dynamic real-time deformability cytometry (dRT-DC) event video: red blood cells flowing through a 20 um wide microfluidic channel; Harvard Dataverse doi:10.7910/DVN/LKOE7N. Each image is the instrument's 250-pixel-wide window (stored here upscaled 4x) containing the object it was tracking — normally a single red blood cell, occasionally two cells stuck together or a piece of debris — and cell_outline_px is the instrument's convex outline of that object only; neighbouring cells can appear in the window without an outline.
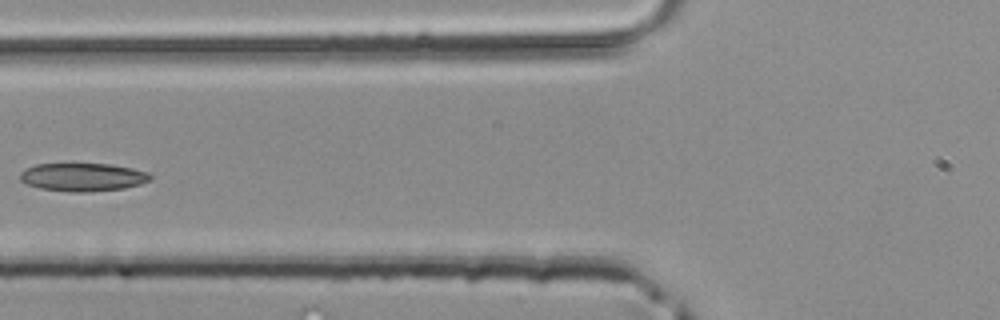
{"species": "common noctule bat (a hibernating species)", "species_latin": "Nyctalus noctula", "temperature_condition": "room temperature", "stored_images_in_passage": 5, "camera_frame_rate_fps": 3000, "um_per_image_px": 0.085, "animal": {"sex": "male", "body_mass_g": 20.4}, "frame": {"image": 1, "passage_image": 5, "time_ms": 1.333, "image_size_px": [1000, 320], "cell_outline_px": [[152, 180], [140, 184], [124, 188], [88, 192], [72, 192], [40, 188], [28, 184], [20, 180], [20, 172], [36, 164], [112, 164], [132, 168], [148, 172], [152, 176]], "centroid_in_image_um": [7.08, 15.05], "position_along_channel_um": 118.7, "area_um2": 21.33}}